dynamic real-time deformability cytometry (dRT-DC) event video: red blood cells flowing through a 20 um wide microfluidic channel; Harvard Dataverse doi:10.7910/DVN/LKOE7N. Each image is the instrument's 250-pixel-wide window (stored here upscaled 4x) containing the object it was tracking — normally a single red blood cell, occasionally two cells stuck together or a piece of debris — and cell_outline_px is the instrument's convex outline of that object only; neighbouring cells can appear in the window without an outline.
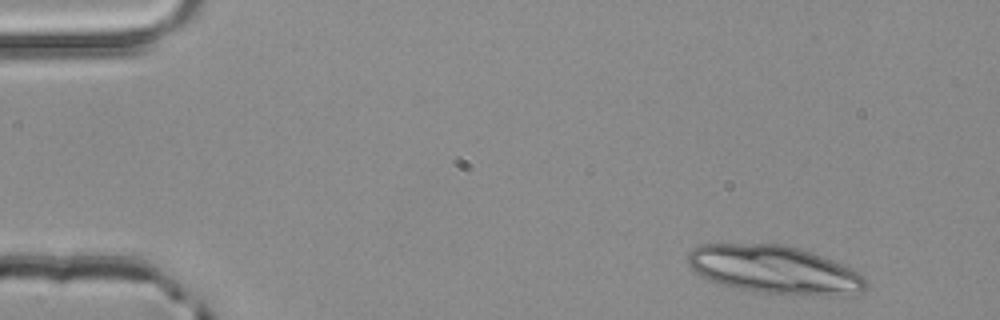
{"species": "common noctule bat (a hibernating species)", "species_latin": "Nyctalus noctula", "temperature_condition": "room temperature", "stored_images_in_passage": 3, "camera_frame_rate_fps": 3000, "um_per_image_px": 0.085, "animal": {"sex": "male", "body_mass_g": 20.4}, "frame": {"image": 1, "passage_image": 1, "time_ms": 0.0, "image_size_px": [1000, 320], "cell_outline_px": [[868, 288], [860, 296], [836, 296], [764, 292], [736, 288], [720, 284], [708, 280], [700, 276], [688, 264], [688, 252], [692, 248], [700, 244], [784, 244], [832, 260], [864, 276], [868, 280]], "centroid_in_image_um": [65.86, 22.94], "position_along_channel_um": 19.1, "area_um2": 49.88}}